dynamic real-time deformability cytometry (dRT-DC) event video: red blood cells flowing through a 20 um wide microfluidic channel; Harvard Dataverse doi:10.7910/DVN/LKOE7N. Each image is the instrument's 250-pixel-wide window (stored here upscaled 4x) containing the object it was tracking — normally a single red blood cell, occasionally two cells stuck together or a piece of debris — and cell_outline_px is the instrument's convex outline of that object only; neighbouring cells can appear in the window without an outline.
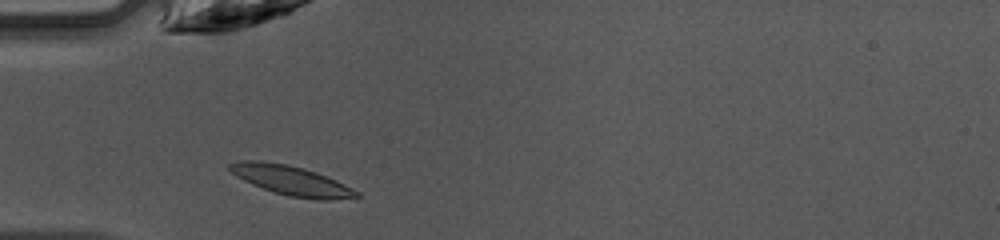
{"species": "common noctule bat (a hibernating species)", "species_latin": "Nyctalus noctula", "temperature_condition": "warm", "stored_images_in_passage": 34, "camera_frame_rate_fps": 3000, "um_per_image_px": 0.085, "animal": {"sex": "female", "body_mass_g": 10.0, "forearm_length_mm": 53.1}, "frame": {"image": 1, "passage_image": 2, "time_ms": 0.333, "image_size_px": [1000, 240], "cell_outline_px": [[360, 196], [328, 200], [316, 200], [292, 196], [276, 192], [252, 184], [236, 176], [228, 168], [228, 164], [236, 160], [260, 160], [288, 164], [304, 168], [316, 172], [336, 180], [360, 192]], "centroid_in_image_um": [24.74, 15.32], "position_along_channel_um": 60.3, "area_um2": 21.73}}
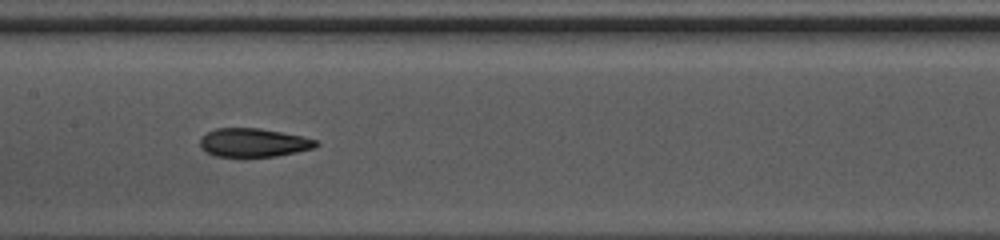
{"frame": {"image": 2, "passage_image": 11, "time_ms": 3.333, "image_size_px": [1000, 240], "cell_outline_px": [[320, 144], [316, 148], [276, 156], [216, 156], [204, 152], [200, 148], [200, 136], [216, 128], [260, 128], [304, 136], [316, 140]], "centroid_in_image_um": [21.55, 12.12], "position_along_channel_um": 185.9, "area_um2": 19.48}}
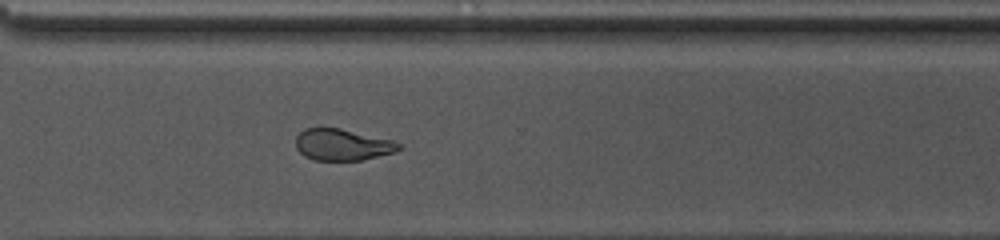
{"frame": {"image": 3, "passage_image": 22, "time_ms": 7.0, "image_size_px": [1000, 240], "cell_outline_px": [[400, 148], [396, 152], [360, 160], [316, 160], [304, 156], [296, 148], [296, 136], [304, 128], [340, 128], [392, 140], [400, 144]], "centroid_in_image_um": [29.08, 12.3], "position_along_channel_um": 341.5, "area_um2": 18.79}, "authors_computed_cell_mechanics": {"area_um2": 20.23, "velocity_mm_per_s": 4.2546, "shape_relaxation_time_tau1_ms": null, "shape_relaxation_time_tau2_ms": 2.011, "deformation_change_tau1": null, "deformation_change_tau2": 0.0798}}